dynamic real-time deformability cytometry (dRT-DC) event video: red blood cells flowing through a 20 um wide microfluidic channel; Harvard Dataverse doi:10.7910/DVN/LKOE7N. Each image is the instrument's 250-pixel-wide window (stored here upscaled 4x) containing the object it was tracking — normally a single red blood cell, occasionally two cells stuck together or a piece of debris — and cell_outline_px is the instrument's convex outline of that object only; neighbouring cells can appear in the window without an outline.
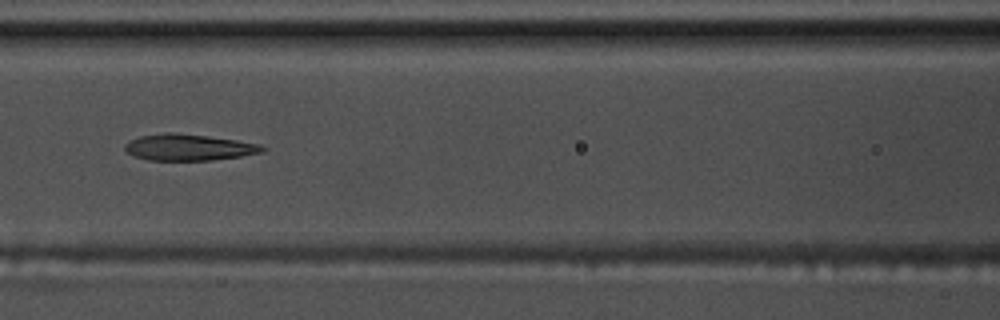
{"species": "common noctule bat (a hibernating species)", "species_latin": "Nyctalus noctula", "temperature_condition": "warm", "stored_images_in_passage": 11, "camera_frame_rate_fps": 3000, "um_per_image_px": 0.085, "animal": {"sex": "male", "body_mass_g": 17.5, "forearm_length_mm": 52.3}, "frame": {"image": 1, "passage_image": 7, "time_ms": 2.0, "image_size_px": [1000, 320], "cell_outline_px": [[268, 148], [264, 152], [240, 156], [212, 160], [148, 160], [132, 156], [124, 148], [124, 144], [140, 136], [168, 132], [176, 132], [208, 136], [236, 140], [260, 144]], "centroid_in_image_um": [16.06, 12.52], "position_along_channel_um": 150.5, "area_um2": 21.15}}
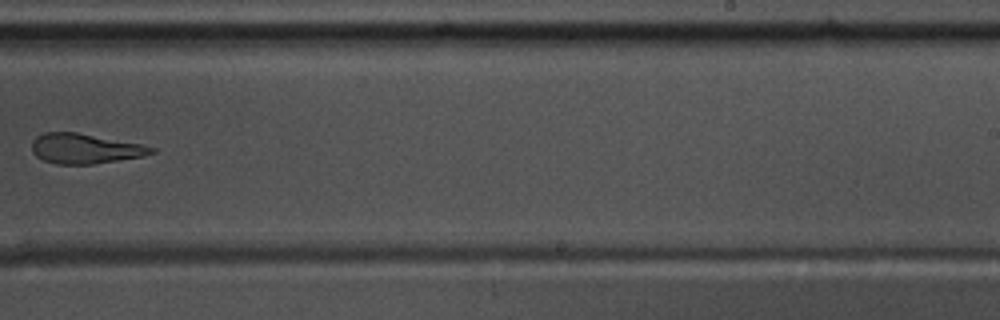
{"frame": {"image": 2, "passage_image": 10, "time_ms": 3.0, "image_size_px": [1000, 320], "cell_outline_px": [[156, 152], [144, 156], [92, 164], [56, 164], [44, 160], [36, 156], [32, 152], [32, 140], [36, 136], [44, 132], [76, 132], [140, 144], [156, 148]], "centroid_in_image_um": [7.2, 12.63], "position_along_channel_um": 281.8, "area_um2": 20.81}}